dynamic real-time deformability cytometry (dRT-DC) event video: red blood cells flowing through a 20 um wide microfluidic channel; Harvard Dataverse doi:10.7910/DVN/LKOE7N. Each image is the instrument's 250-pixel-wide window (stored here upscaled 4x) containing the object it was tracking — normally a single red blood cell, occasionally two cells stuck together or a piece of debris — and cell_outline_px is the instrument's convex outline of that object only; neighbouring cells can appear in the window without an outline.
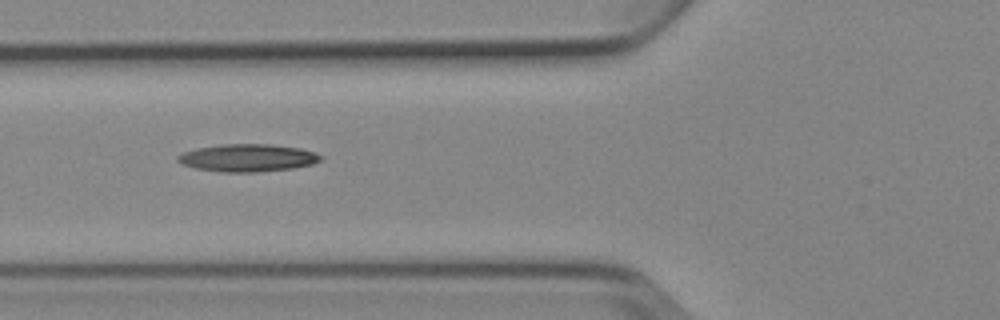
{"species": "Egyptian fruit bat (a non-hibernating species)", "species_latin": "Rousettus aegyptiacus", "temperature_condition": "cold", "stored_images_in_passage": 9, "camera_frame_rate_fps": 3000, "um_per_image_px": 0.085, "animal": {"sex": "female"}, "frame": {"image": 1, "passage_image": 6, "time_ms": 6.0, "image_size_px": [1000, 320], "cell_outline_px": [[324, 156], [320, 160], [312, 164], [292, 168], [256, 172], [220, 172], [196, 168], [180, 164], [176, 160], [176, 156], [184, 152], [196, 148], [224, 144], [272, 144], [300, 148]], "centroid_in_image_um": [21.01, 13.42], "position_along_channel_um": 104.8, "area_um2": 22.95}}
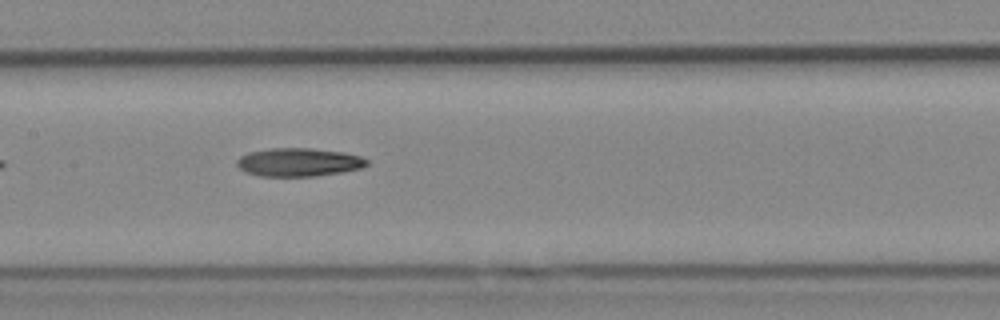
{"frame": {"image": 2, "passage_image": 8, "time_ms": 8.0, "image_size_px": [1000, 320], "cell_outline_px": [[368, 164], [360, 168], [340, 172], [316, 176], [260, 176], [244, 172], [236, 164], [236, 160], [240, 156], [248, 152], [268, 148], [312, 148], [344, 152], [360, 156], [368, 160]], "centroid_in_image_um": [25.35, 13.78], "position_along_channel_um": 182.0, "area_um2": 21.56}}
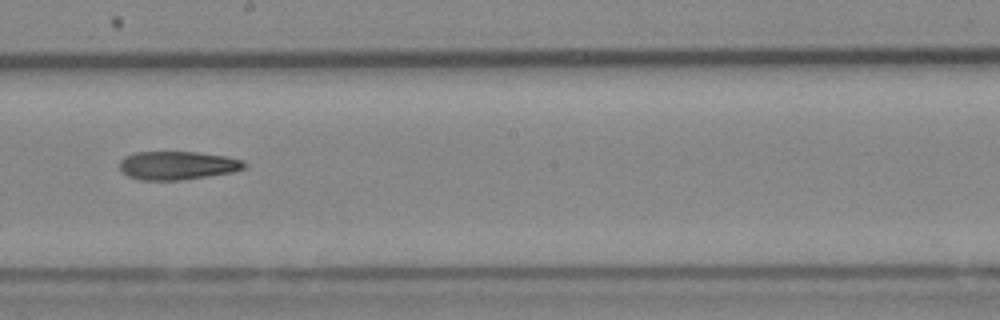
{"frame": {"image": 3, "passage_image": 9, "time_ms": 9.333, "image_size_px": [1000, 320], "cell_outline_px": [[248, 164], [244, 168], [232, 172], [180, 180], [140, 180], [128, 176], [120, 172], [120, 160], [124, 156], [136, 152], [196, 152], [224, 156], [244, 160]], "centroid_in_image_um": [15.05, 14.06], "position_along_channel_um": 233.1, "area_um2": 20.69}}